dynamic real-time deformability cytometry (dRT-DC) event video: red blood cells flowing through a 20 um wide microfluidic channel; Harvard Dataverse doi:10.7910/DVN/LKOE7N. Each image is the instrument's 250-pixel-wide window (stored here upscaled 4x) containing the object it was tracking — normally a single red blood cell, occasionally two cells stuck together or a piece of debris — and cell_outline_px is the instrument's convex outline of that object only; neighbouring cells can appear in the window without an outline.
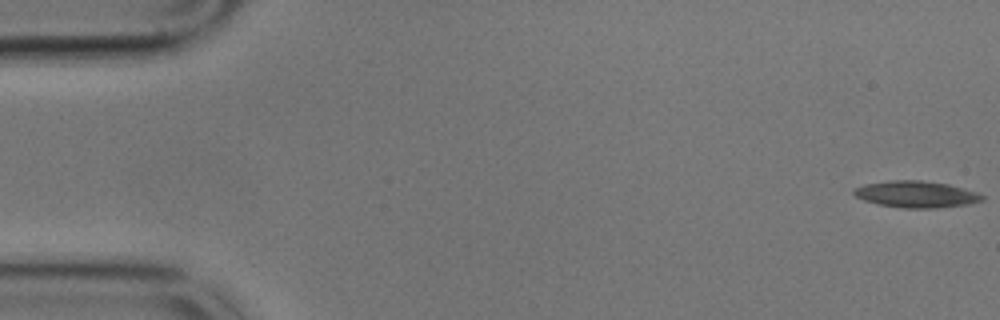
{"species": "common noctule bat (a hibernating species)", "species_latin": "Nyctalus noctula", "temperature_condition": "cold", "stored_images_in_passage": 58, "camera_frame_rate_fps": 3000, "um_per_image_px": 0.085, "animal": {"sex": "male", "body_mass_g": 17.9}, "frame": {"image": 1, "passage_image": 1, "time_ms": 0.0, "image_size_px": [1000, 320], "cell_outline_px": [[984, 200], [968, 204], [936, 208], [904, 208], [880, 204], [864, 200], [856, 196], [852, 192], [852, 188], [864, 184], [888, 180], [920, 180], [948, 184], [964, 188], [976, 192], [984, 196]], "centroid_in_image_um": [77.86, 16.5], "position_along_channel_um": 7.1, "area_um2": 19.88}}
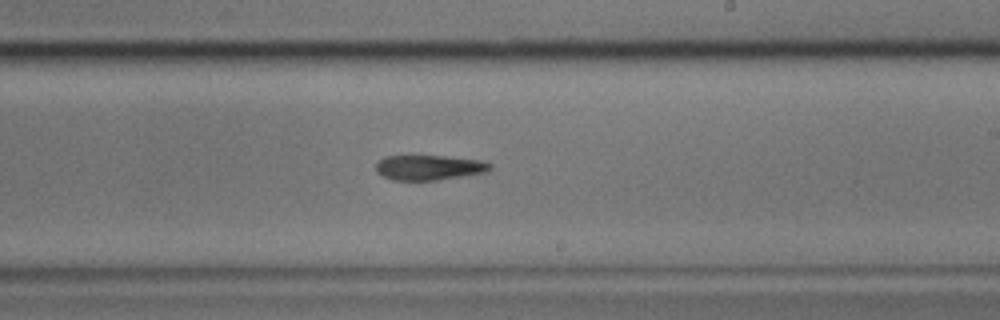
{"frame": {"image": 2, "passage_image": 34, "time_ms": 11.0, "image_size_px": [1000, 320], "cell_outline_px": [[492, 168], [488, 172], [436, 180], [392, 180], [376, 172], [376, 164], [384, 156], [444, 156], [484, 160], [492, 164]], "centroid_in_image_um": [36.51, 14.23], "position_along_channel_um": 252.5, "area_um2": 16.7}}
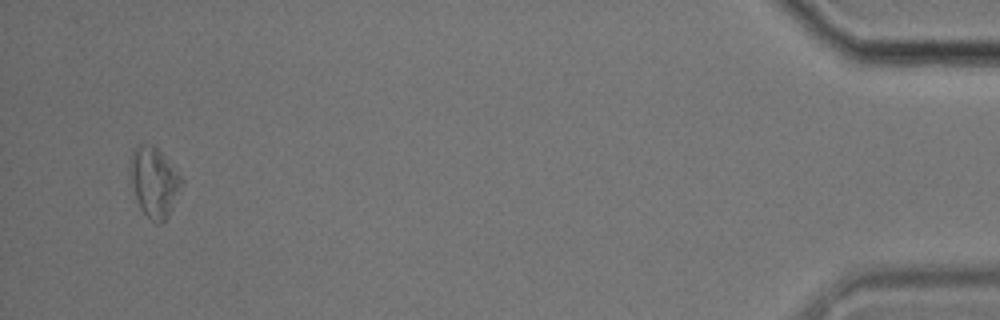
{"frame": {"image": 3, "passage_image": 56, "time_ms": 18.333, "image_size_px": [1000, 320], "cell_outline_px": [[184, 184], [168, 216], [160, 224], [156, 224], [140, 208], [136, 196], [128, 168], [128, 164], [132, 148], [140, 144], [152, 144], [160, 152], [184, 180]], "centroid_in_image_um": [13.09, 15.45], "position_along_channel_um": 422.1, "area_um2": 20.87}, "authors_computed_cell_mechanics": {"area_um2": 18.6694, "velocity_mm_per_s": 3.4128, "shape_relaxation_time_tau1_ms": 7.3479, "shape_relaxation_time_tau2_ms": null, "deformation_change_tau1": 0.1234, "deformation_change_tau2": null}}